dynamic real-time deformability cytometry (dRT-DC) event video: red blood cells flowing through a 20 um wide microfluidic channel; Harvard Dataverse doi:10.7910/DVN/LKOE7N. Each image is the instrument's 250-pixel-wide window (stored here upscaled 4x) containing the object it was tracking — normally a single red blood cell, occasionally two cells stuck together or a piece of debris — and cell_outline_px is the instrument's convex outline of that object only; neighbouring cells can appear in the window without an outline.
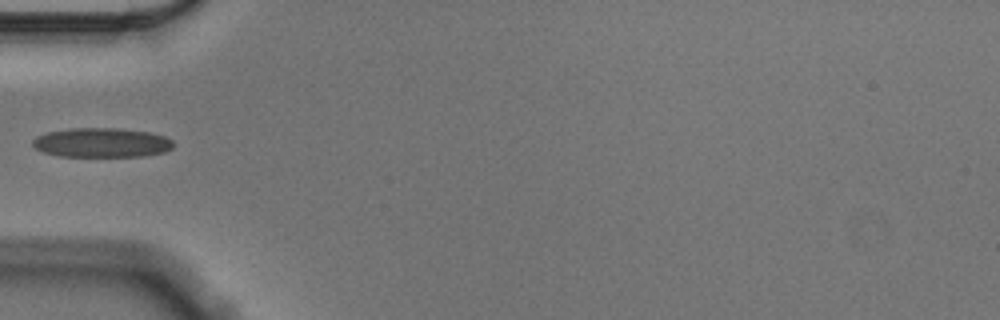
{"species": "Egyptian fruit bat (a non-hibernating species)", "species_latin": "Rousettus aegyptiacus", "temperature_condition": "cold", "stored_images_in_passage": 39, "camera_frame_rate_fps": 3000, "um_per_image_px": 0.085, "animal": {"sex": "male"}, "frame": {"image": 1, "passage_image": 1, "time_ms": 0.0, "image_size_px": [1000, 320], "cell_outline_px": [[172, 148], [164, 152], [144, 156], [60, 156], [44, 152], [36, 148], [32, 144], [32, 140], [36, 136], [48, 132], [72, 128], [116, 128], [148, 132], [164, 136], [172, 140]], "centroid_in_image_um": [8.63, 12.12], "position_along_channel_um": 76.4, "area_um2": 23.93}}
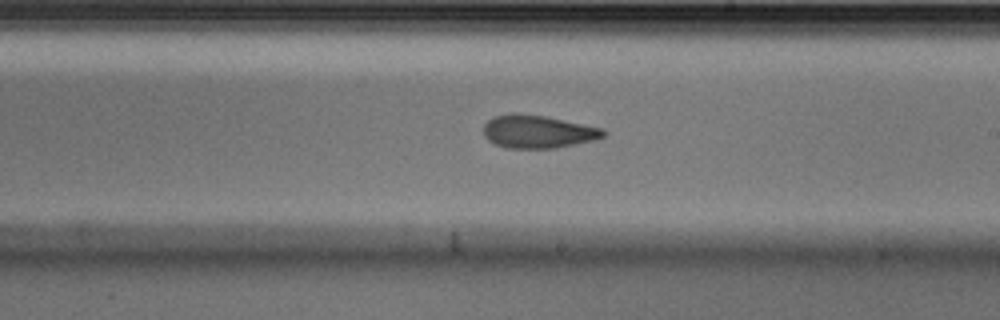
{"frame": {"image": 2, "passage_image": 15, "time_ms": 4.667, "image_size_px": [1000, 320], "cell_outline_px": [[608, 132], [604, 136], [596, 140], [556, 148], [508, 148], [496, 144], [488, 140], [484, 136], [484, 124], [488, 120], [496, 116], [512, 112], [516, 112], [544, 116], [604, 128]], "centroid_in_image_um": [45.75, 11.18], "position_along_channel_um": 243.3, "area_um2": 23.18}}
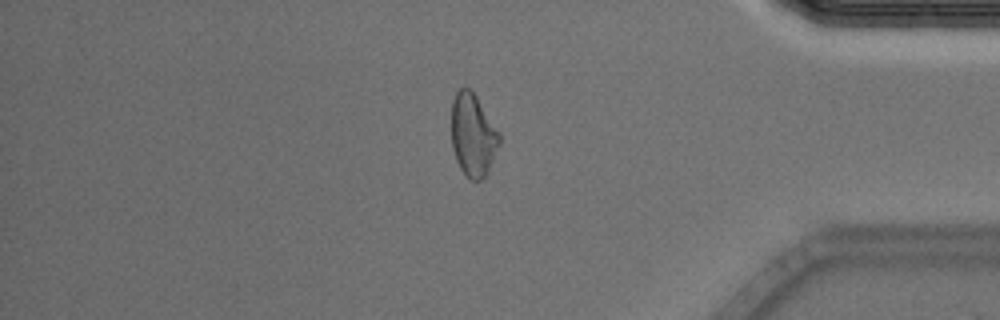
{"frame": {"image": 3, "passage_image": 30, "time_ms": 9.667, "image_size_px": [1000, 320], "cell_outline_px": [[500, 144], [488, 172], [480, 180], [472, 180], [460, 168], [456, 160], [452, 148], [452, 100], [456, 92], [460, 88], [468, 88], [476, 96], [500, 132]], "centroid_in_image_um": [40.21, 11.48], "position_along_channel_um": 395.0, "area_um2": 23.0}}